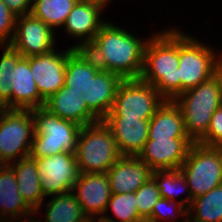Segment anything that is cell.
Here are the masks:
<instances>
[{"label":"cell","instance_id":"6da1fadb","mask_svg":"<svg viewBox=\"0 0 222 222\" xmlns=\"http://www.w3.org/2000/svg\"><path fill=\"white\" fill-rule=\"evenodd\" d=\"M122 81L119 75L101 70L85 49L69 48L64 85L85 100L88 109L99 120L112 109Z\"/></svg>","mask_w":222,"mask_h":222},{"label":"cell","instance_id":"7a4b0ae2","mask_svg":"<svg viewBox=\"0 0 222 222\" xmlns=\"http://www.w3.org/2000/svg\"><path fill=\"white\" fill-rule=\"evenodd\" d=\"M147 41L105 21L85 50L101 70L113 72L123 80L140 79L144 66Z\"/></svg>","mask_w":222,"mask_h":222},{"label":"cell","instance_id":"3957f363","mask_svg":"<svg viewBox=\"0 0 222 222\" xmlns=\"http://www.w3.org/2000/svg\"><path fill=\"white\" fill-rule=\"evenodd\" d=\"M179 30L170 29L151 36L144 49V66L140 79L166 99L180 94Z\"/></svg>","mask_w":222,"mask_h":222},{"label":"cell","instance_id":"277c9868","mask_svg":"<svg viewBox=\"0 0 222 222\" xmlns=\"http://www.w3.org/2000/svg\"><path fill=\"white\" fill-rule=\"evenodd\" d=\"M35 133L30 157L42 158L60 152L75 153L82 126L61 119L44 107L32 109Z\"/></svg>","mask_w":222,"mask_h":222},{"label":"cell","instance_id":"5b68a950","mask_svg":"<svg viewBox=\"0 0 222 222\" xmlns=\"http://www.w3.org/2000/svg\"><path fill=\"white\" fill-rule=\"evenodd\" d=\"M80 173H106L122 156L103 120L82 126L75 151Z\"/></svg>","mask_w":222,"mask_h":222},{"label":"cell","instance_id":"8992f818","mask_svg":"<svg viewBox=\"0 0 222 222\" xmlns=\"http://www.w3.org/2000/svg\"><path fill=\"white\" fill-rule=\"evenodd\" d=\"M173 101L182 112L187 135L193 142H198L206 134L214 112L222 105V95L212 76L197 87L180 93Z\"/></svg>","mask_w":222,"mask_h":222},{"label":"cell","instance_id":"52a82bcc","mask_svg":"<svg viewBox=\"0 0 222 222\" xmlns=\"http://www.w3.org/2000/svg\"><path fill=\"white\" fill-rule=\"evenodd\" d=\"M189 186L192 199L222 184V147L194 142L179 168Z\"/></svg>","mask_w":222,"mask_h":222},{"label":"cell","instance_id":"ba28073f","mask_svg":"<svg viewBox=\"0 0 222 222\" xmlns=\"http://www.w3.org/2000/svg\"><path fill=\"white\" fill-rule=\"evenodd\" d=\"M34 133L32 109L0 108V165L29 157Z\"/></svg>","mask_w":222,"mask_h":222},{"label":"cell","instance_id":"9c48e42d","mask_svg":"<svg viewBox=\"0 0 222 222\" xmlns=\"http://www.w3.org/2000/svg\"><path fill=\"white\" fill-rule=\"evenodd\" d=\"M165 100L151 84L141 79H126L120 83L106 117L150 120Z\"/></svg>","mask_w":222,"mask_h":222},{"label":"cell","instance_id":"30bf717a","mask_svg":"<svg viewBox=\"0 0 222 222\" xmlns=\"http://www.w3.org/2000/svg\"><path fill=\"white\" fill-rule=\"evenodd\" d=\"M179 30L180 93L197 87L213 76L216 53L208 45Z\"/></svg>","mask_w":222,"mask_h":222},{"label":"cell","instance_id":"8fae6325","mask_svg":"<svg viewBox=\"0 0 222 222\" xmlns=\"http://www.w3.org/2000/svg\"><path fill=\"white\" fill-rule=\"evenodd\" d=\"M33 159L41 175L40 186L45 197L72 191L80 174L75 153L60 152Z\"/></svg>","mask_w":222,"mask_h":222},{"label":"cell","instance_id":"7c38bea8","mask_svg":"<svg viewBox=\"0 0 222 222\" xmlns=\"http://www.w3.org/2000/svg\"><path fill=\"white\" fill-rule=\"evenodd\" d=\"M53 29L31 14L18 16L10 46L22 57H31L52 51L56 38Z\"/></svg>","mask_w":222,"mask_h":222},{"label":"cell","instance_id":"4fadbf2b","mask_svg":"<svg viewBox=\"0 0 222 222\" xmlns=\"http://www.w3.org/2000/svg\"><path fill=\"white\" fill-rule=\"evenodd\" d=\"M69 48L61 53L52 51L28 57L32 76L40 96L47 100L64 86Z\"/></svg>","mask_w":222,"mask_h":222},{"label":"cell","instance_id":"5bb4252c","mask_svg":"<svg viewBox=\"0 0 222 222\" xmlns=\"http://www.w3.org/2000/svg\"><path fill=\"white\" fill-rule=\"evenodd\" d=\"M72 191L88 219L104 216L112 194L107 173H80Z\"/></svg>","mask_w":222,"mask_h":222},{"label":"cell","instance_id":"9a60e30c","mask_svg":"<svg viewBox=\"0 0 222 222\" xmlns=\"http://www.w3.org/2000/svg\"><path fill=\"white\" fill-rule=\"evenodd\" d=\"M193 143L190 138L147 140L138 157L153 171L179 169Z\"/></svg>","mask_w":222,"mask_h":222},{"label":"cell","instance_id":"2e32d148","mask_svg":"<svg viewBox=\"0 0 222 222\" xmlns=\"http://www.w3.org/2000/svg\"><path fill=\"white\" fill-rule=\"evenodd\" d=\"M103 8L101 4L93 2L77 1L74 5L64 24L65 32L72 37L80 38L82 42L73 46L74 49H85L93 41L105 23L101 21Z\"/></svg>","mask_w":222,"mask_h":222},{"label":"cell","instance_id":"e0dca14e","mask_svg":"<svg viewBox=\"0 0 222 222\" xmlns=\"http://www.w3.org/2000/svg\"><path fill=\"white\" fill-rule=\"evenodd\" d=\"M152 169L138 156H121L106 172L111 193H133L152 178Z\"/></svg>","mask_w":222,"mask_h":222},{"label":"cell","instance_id":"ac0fdd59","mask_svg":"<svg viewBox=\"0 0 222 222\" xmlns=\"http://www.w3.org/2000/svg\"><path fill=\"white\" fill-rule=\"evenodd\" d=\"M122 156H138L148 140L149 120L105 117Z\"/></svg>","mask_w":222,"mask_h":222},{"label":"cell","instance_id":"d6986e66","mask_svg":"<svg viewBox=\"0 0 222 222\" xmlns=\"http://www.w3.org/2000/svg\"><path fill=\"white\" fill-rule=\"evenodd\" d=\"M43 107L61 119L73 121L80 126L100 121L88 109L85 100H82L79 95L70 91V88L65 85L45 100Z\"/></svg>","mask_w":222,"mask_h":222},{"label":"cell","instance_id":"ffe728a7","mask_svg":"<svg viewBox=\"0 0 222 222\" xmlns=\"http://www.w3.org/2000/svg\"><path fill=\"white\" fill-rule=\"evenodd\" d=\"M35 212L26 204L18 190V184L16 181V175L10 165H0V222L7 220L11 222L20 218L18 222H25L32 220L31 218ZM6 217H4V216ZM23 216V217H22ZM12 219V220H11Z\"/></svg>","mask_w":222,"mask_h":222},{"label":"cell","instance_id":"44dd1931","mask_svg":"<svg viewBox=\"0 0 222 222\" xmlns=\"http://www.w3.org/2000/svg\"><path fill=\"white\" fill-rule=\"evenodd\" d=\"M11 80V109H35L44 106L45 100L37 89L28 57H21L17 61Z\"/></svg>","mask_w":222,"mask_h":222},{"label":"cell","instance_id":"7402d4cb","mask_svg":"<svg viewBox=\"0 0 222 222\" xmlns=\"http://www.w3.org/2000/svg\"><path fill=\"white\" fill-rule=\"evenodd\" d=\"M189 138L180 108L173 100H165L149 120L148 140Z\"/></svg>","mask_w":222,"mask_h":222},{"label":"cell","instance_id":"603a6c76","mask_svg":"<svg viewBox=\"0 0 222 222\" xmlns=\"http://www.w3.org/2000/svg\"><path fill=\"white\" fill-rule=\"evenodd\" d=\"M9 165L16 175L18 190L23 200L35 214L39 213L45 196L40 186L41 175L37 169L36 161L29 156Z\"/></svg>","mask_w":222,"mask_h":222},{"label":"cell","instance_id":"cb8c5ba5","mask_svg":"<svg viewBox=\"0 0 222 222\" xmlns=\"http://www.w3.org/2000/svg\"><path fill=\"white\" fill-rule=\"evenodd\" d=\"M48 202L45 205L46 222H87L89 220L83 213L73 191L53 195ZM37 222L43 221L39 219Z\"/></svg>","mask_w":222,"mask_h":222},{"label":"cell","instance_id":"d4e9b609","mask_svg":"<svg viewBox=\"0 0 222 222\" xmlns=\"http://www.w3.org/2000/svg\"><path fill=\"white\" fill-rule=\"evenodd\" d=\"M184 218L187 222H222V184L194 198Z\"/></svg>","mask_w":222,"mask_h":222},{"label":"cell","instance_id":"484cf974","mask_svg":"<svg viewBox=\"0 0 222 222\" xmlns=\"http://www.w3.org/2000/svg\"><path fill=\"white\" fill-rule=\"evenodd\" d=\"M152 178L158 186L160 197L164 199L175 201L174 198L177 197L176 195L179 196V193L186 191L187 198H184L179 202L186 209L189 208L193 199L190 195L187 180L181 173L180 169L154 170L152 171Z\"/></svg>","mask_w":222,"mask_h":222},{"label":"cell","instance_id":"4316f807","mask_svg":"<svg viewBox=\"0 0 222 222\" xmlns=\"http://www.w3.org/2000/svg\"><path fill=\"white\" fill-rule=\"evenodd\" d=\"M77 0H41L32 5L31 15L50 28L63 26Z\"/></svg>","mask_w":222,"mask_h":222},{"label":"cell","instance_id":"83f0119b","mask_svg":"<svg viewBox=\"0 0 222 222\" xmlns=\"http://www.w3.org/2000/svg\"><path fill=\"white\" fill-rule=\"evenodd\" d=\"M136 201L135 192L120 194L112 193L107 204L106 212L111 208L110 210H112V214H114L119 221L112 219L113 217L109 218L107 216H98V220L101 222H144L139 217Z\"/></svg>","mask_w":222,"mask_h":222},{"label":"cell","instance_id":"f1b7e54d","mask_svg":"<svg viewBox=\"0 0 222 222\" xmlns=\"http://www.w3.org/2000/svg\"><path fill=\"white\" fill-rule=\"evenodd\" d=\"M2 47L4 52L0 59V108L11 109V76L22 55L10 45Z\"/></svg>","mask_w":222,"mask_h":222},{"label":"cell","instance_id":"f546056e","mask_svg":"<svg viewBox=\"0 0 222 222\" xmlns=\"http://www.w3.org/2000/svg\"><path fill=\"white\" fill-rule=\"evenodd\" d=\"M137 199V207L139 217L144 222H150V215L153 211V206L157 203L160 197L159 189L153 178L140 186L135 192Z\"/></svg>","mask_w":222,"mask_h":222},{"label":"cell","instance_id":"4dcf8cb0","mask_svg":"<svg viewBox=\"0 0 222 222\" xmlns=\"http://www.w3.org/2000/svg\"><path fill=\"white\" fill-rule=\"evenodd\" d=\"M177 204L178 205H176L175 201L164 199L162 197L159 198L157 203L153 206V211L152 214L150 215V222H160L162 218H164L165 220L168 218L167 220L169 221V219H173L174 217H176L174 216L175 211H177L178 213L177 217L182 215L187 216V209L180 202H178ZM167 209L171 210L172 213L171 212H169V214L166 213ZM173 222L175 221L173 220ZM185 222H187V219H185Z\"/></svg>","mask_w":222,"mask_h":222},{"label":"cell","instance_id":"1f68e13d","mask_svg":"<svg viewBox=\"0 0 222 222\" xmlns=\"http://www.w3.org/2000/svg\"><path fill=\"white\" fill-rule=\"evenodd\" d=\"M198 143L206 146L222 147V105L214 112L206 134Z\"/></svg>","mask_w":222,"mask_h":222},{"label":"cell","instance_id":"d6a6232c","mask_svg":"<svg viewBox=\"0 0 222 222\" xmlns=\"http://www.w3.org/2000/svg\"><path fill=\"white\" fill-rule=\"evenodd\" d=\"M16 18L17 16L0 0V46L10 44L14 34Z\"/></svg>","mask_w":222,"mask_h":222},{"label":"cell","instance_id":"836d02e7","mask_svg":"<svg viewBox=\"0 0 222 222\" xmlns=\"http://www.w3.org/2000/svg\"><path fill=\"white\" fill-rule=\"evenodd\" d=\"M14 15L23 16L31 13L32 4L30 0H2Z\"/></svg>","mask_w":222,"mask_h":222},{"label":"cell","instance_id":"e575fe53","mask_svg":"<svg viewBox=\"0 0 222 222\" xmlns=\"http://www.w3.org/2000/svg\"><path fill=\"white\" fill-rule=\"evenodd\" d=\"M222 55V53H221ZM218 56L215 61L213 77L216 79L218 87L222 95V56Z\"/></svg>","mask_w":222,"mask_h":222},{"label":"cell","instance_id":"d590c367","mask_svg":"<svg viewBox=\"0 0 222 222\" xmlns=\"http://www.w3.org/2000/svg\"><path fill=\"white\" fill-rule=\"evenodd\" d=\"M77 1L99 3L104 7L107 5V3H110V0H77Z\"/></svg>","mask_w":222,"mask_h":222},{"label":"cell","instance_id":"8d00e7d4","mask_svg":"<svg viewBox=\"0 0 222 222\" xmlns=\"http://www.w3.org/2000/svg\"><path fill=\"white\" fill-rule=\"evenodd\" d=\"M25 222H37V221H36V219H35V217H34V219L32 218V220L25 221Z\"/></svg>","mask_w":222,"mask_h":222},{"label":"cell","instance_id":"74e56055","mask_svg":"<svg viewBox=\"0 0 222 222\" xmlns=\"http://www.w3.org/2000/svg\"><path fill=\"white\" fill-rule=\"evenodd\" d=\"M30 1H31V4L33 5L35 2L41 1V0H30Z\"/></svg>","mask_w":222,"mask_h":222},{"label":"cell","instance_id":"f35d334b","mask_svg":"<svg viewBox=\"0 0 222 222\" xmlns=\"http://www.w3.org/2000/svg\"><path fill=\"white\" fill-rule=\"evenodd\" d=\"M96 220L93 218V219H89L87 222H95Z\"/></svg>","mask_w":222,"mask_h":222}]
</instances>
